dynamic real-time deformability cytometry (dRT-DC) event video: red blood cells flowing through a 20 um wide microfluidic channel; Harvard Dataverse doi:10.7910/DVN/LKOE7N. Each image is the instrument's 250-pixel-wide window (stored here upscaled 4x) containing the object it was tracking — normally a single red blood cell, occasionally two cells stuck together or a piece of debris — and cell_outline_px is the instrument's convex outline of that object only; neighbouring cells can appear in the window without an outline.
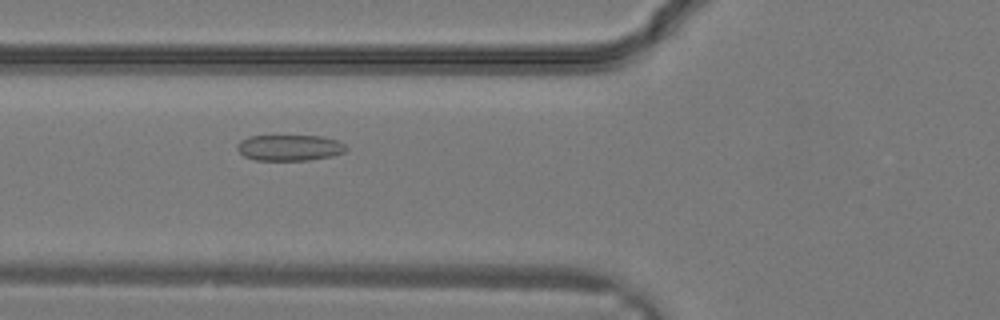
{"species": "common noctule bat (a hibernating species)", "species_latin": "Nyctalus noctula", "temperature_condition": "warm", "stored_images_in_passage": 27, "camera_frame_rate_fps": 3000, "um_per_image_px": 0.085, "animal": {"sex": "male", "body_mass_g": 19.2, "forearm_length_mm": 51.8}, "frame": {"image": 1, "passage_image": 7, "time_ms": 2.0, "image_size_px": [1000, 320], "cell_outline_px": [[348, 148], [344, 152], [332, 156], [308, 160], [256, 160], [244, 156], [236, 148], [240, 140], [248, 136], [324, 136], [336, 140], [344, 144]], "centroid_in_image_um": [24.61, 12.55], "position_along_channel_um": 101.2, "area_um2": 16.47}}
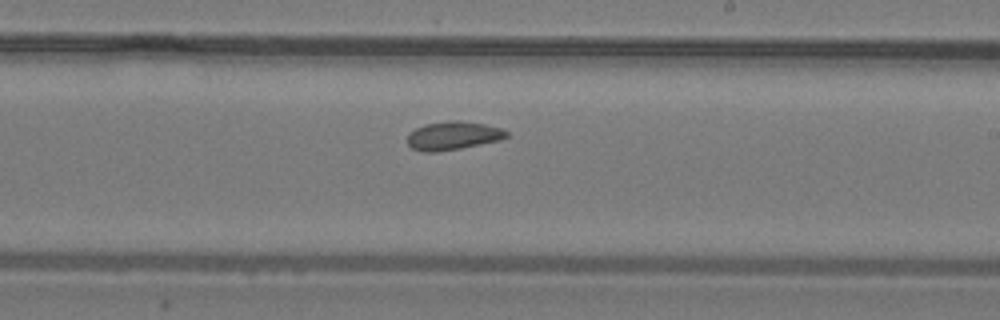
{"frame": {"image": 2, "passage_image": 14, "time_ms": 4.333, "image_size_px": [1000, 320], "cell_outline_px": [[508, 136], [500, 140], [460, 148], [436, 152], [424, 152], [412, 148], [408, 144], [408, 132], [424, 124], [448, 120], [456, 120], [484, 124], [500, 128], [508, 132]], "centroid_in_image_um": [38.48, 11.52], "position_along_channel_um": 250.5, "area_um2": 16.36}}
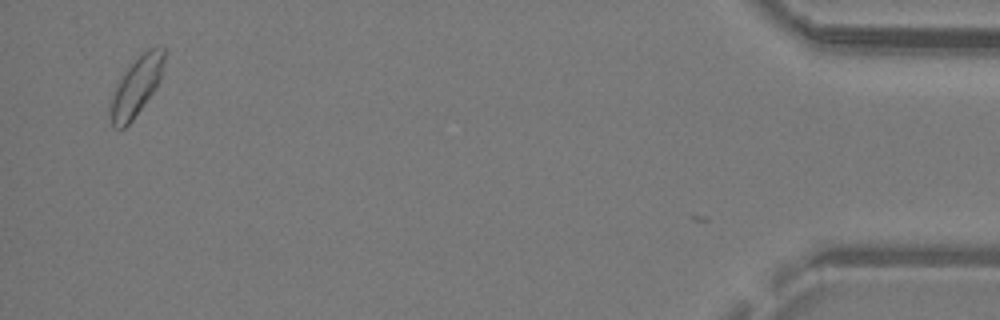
{"frame": {"image": 3, "passage_image": 26, "time_ms": 8.333, "image_size_px": [1000, 320], "cell_outline_px": [[164, 60], [160, 80], [156, 88], [132, 120], [124, 128], [112, 128], [108, 112], [116, 88], [124, 72], [148, 48], [164, 48]], "centroid_in_image_um": [11.57, 7.41], "position_along_channel_um": 423.6, "area_um2": 17.86}}